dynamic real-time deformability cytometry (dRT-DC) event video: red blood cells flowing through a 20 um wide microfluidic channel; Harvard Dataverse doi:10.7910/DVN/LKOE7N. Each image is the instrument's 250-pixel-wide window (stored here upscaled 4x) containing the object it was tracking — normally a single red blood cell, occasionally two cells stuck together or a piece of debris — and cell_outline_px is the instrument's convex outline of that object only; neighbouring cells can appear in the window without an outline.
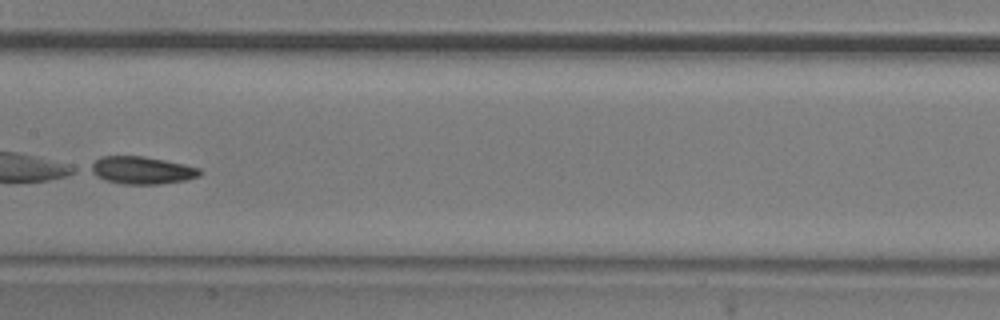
{"species": "common noctule bat (a hibernating species)", "species_latin": "Nyctalus noctula", "temperature_condition": "room temperature", "stored_images_in_passage": 4, "camera_frame_rate_fps": 3000, "um_per_image_px": 0.085, "animal": {"sex": "male", "body_mass_g": 20.5, "forearm_length_mm": 52.5}, "frame": {"image": 1, "passage_image": 4, "time_ms": 1.0, "image_size_px": [1000, 320], "cell_outline_px": [[204, 172], [200, 176], [188, 180], [160, 184], [124, 184], [104, 180], [88, 172], [84, 168], [100, 156], [144, 156], [184, 164], [200, 168]], "centroid_in_image_um": [12.0, 14.47], "position_along_channel_um": 195.4, "area_um2": 18.03}}